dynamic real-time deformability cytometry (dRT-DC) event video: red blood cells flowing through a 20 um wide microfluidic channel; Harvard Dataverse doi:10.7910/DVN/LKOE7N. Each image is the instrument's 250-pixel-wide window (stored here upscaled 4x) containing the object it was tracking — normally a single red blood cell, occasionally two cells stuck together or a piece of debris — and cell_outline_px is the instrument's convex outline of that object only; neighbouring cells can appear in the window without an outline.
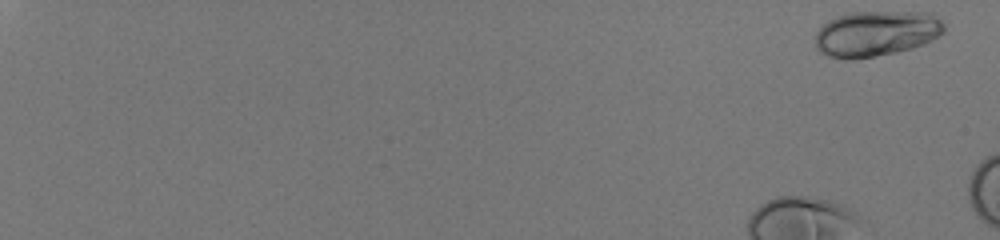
{"species": "human", "species_latin": "Homo sapiens", "temperature_condition": "room temperature", "stored_images_in_passage": 7, "camera_frame_rate_fps": 3000, "um_per_image_px": 0.085, "donor": {"sex": "male"}, "frame": {"image": 1, "passage_image": 1, "time_ms": 0.0, "image_size_px": [1000, 240], "cell_outline_px": [[944, 32], [924, 44], [912, 48], [896, 52], [852, 60], [844, 60], [828, 56], [820, 52], [816, 48], [816, 32], [828, 20], [836, 16], [848, 12], [932, 12], [944, 24]], "centroid_in_image_um": [74.46, 2.85], "position_along_channel_um": 10.5, "area_um2": 34.45}}